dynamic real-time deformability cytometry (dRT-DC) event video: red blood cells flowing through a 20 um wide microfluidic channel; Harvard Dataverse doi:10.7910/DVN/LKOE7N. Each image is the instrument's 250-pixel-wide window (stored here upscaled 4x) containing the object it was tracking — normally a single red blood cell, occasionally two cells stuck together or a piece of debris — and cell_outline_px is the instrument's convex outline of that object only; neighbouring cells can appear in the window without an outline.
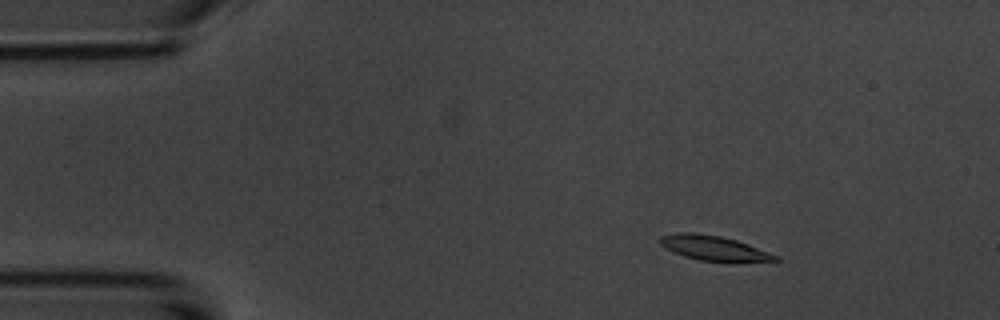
{"species": "common noctule bat (a hibernating species)", "species_latin": "Nyctalus noctula", "temperature_condition": "room temperature", "stored_images_in_passage": 5, "segment_of_instrument_passage": [1, 2], "camera_frame_rate_fps": 3000, "um_per_image_px": 0.085, "animal": {"sex": "male", "body_mass_g": 20.1, "forearm_length_mm": 53.5}, "frame": {"image": 1, "passage_image": 2, "time_ms": 1.0, "image_size_px": [1000, 320], "cell_outline_px": [[780, 260], [736, 264], [700, 260], [684, 256], [660, 244], [660, 236], [680, 232], [692, 232], [720, 236], [736, 240], [748, 244], [768, 252], [776, 256]], "centroid_in_image_um": [60.75, 21.12], "position_along_channel_um": 24.3, "area_um2": 16.88}}